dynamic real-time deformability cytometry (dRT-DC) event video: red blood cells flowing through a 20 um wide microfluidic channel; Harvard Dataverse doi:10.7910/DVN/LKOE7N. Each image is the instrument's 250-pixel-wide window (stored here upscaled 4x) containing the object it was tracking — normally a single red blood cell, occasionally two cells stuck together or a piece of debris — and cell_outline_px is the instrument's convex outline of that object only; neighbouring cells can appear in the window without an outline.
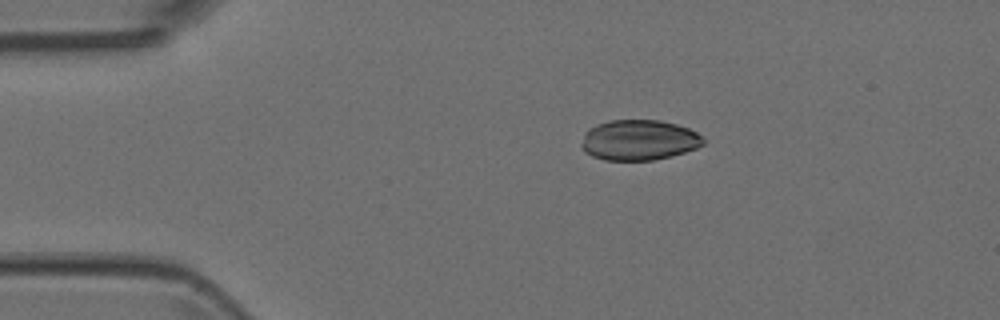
{"species": "Egyptian fruit bat (a non-hibernating species)", "species_latin": "Rousettus aegyptiacus", "temperature_condition": "room temperature", "stored_images_in_passage": 5, "camera_frame_rate_fps": 3000, "um_per_image_px": 0.085, "animal": {"sex": "female"}, "frame": {"image": 1, "passage_image": 2, "time_ms": 0.333, "image_size_px": [1000, 320], "cell_outline_px": [[704, 144], [696, 148], [672, 156], [652, 160], [604, 160], [592, 156], [584, 152], [580, 144], [584, 132], [588, 128], [596, 124], [608, 120], [660, 120], [676, 124], [688, 128], [696, 132], [704, 140]], "centroid_in_image_um": [54.26, 11.9], "position_along_channel_um": 30.7, "area_um2": 28.9}}
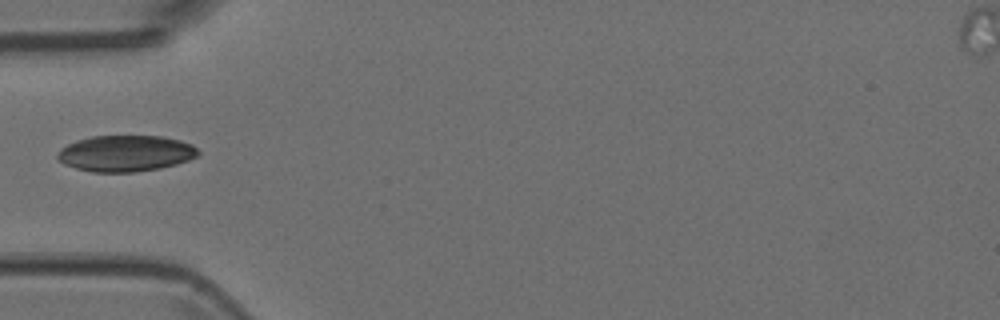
{"frame": {"image": 2, "passage_image": 4, "time_ms": 1.0, "image_size_px": [1000, 320], "cell_outline_px": [[200, 152], [196, 156], [188, 160], [176, 164], [160, 168], [132, 172], [92, 172], [76, 168], [64, 164], [56, 156], [60, 148], [76, 140], [92, 136], [164, 136], [180, 140], [192, 144]], "centroid_in_image_um": [10.67, 13.03], "position_along_channel_um": 74.3, "area_um2": 29.65}}
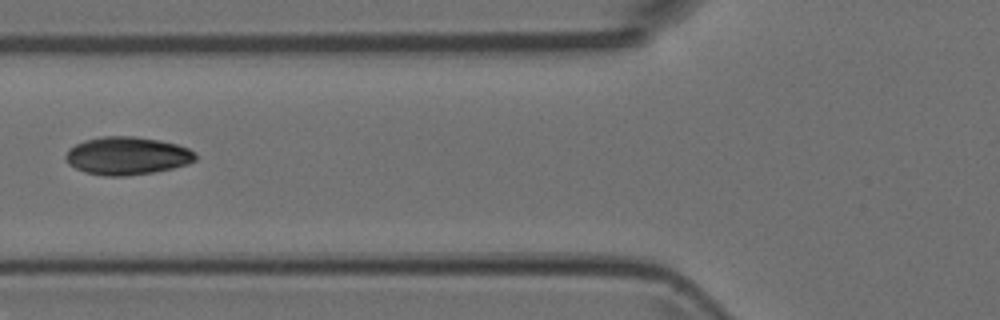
{"frame": {"image": 3, "passage_image": 5, "time_ms": 1.333, "image_size_px": [1000, 320], "cell_outline_px": [[196, 160], [188, 164], [172, 168], [152, 172], [124, 176], [104, 176], [84, 172], [68, 164], [64, 160], [64, 156], [68, 148], [84, 140], [104, 136], [132, 136], [160, 140], [176, 144], [188, 148], [196, 152]], "centroid_in_image_um": [10.78, 13.24], "position_along_channel_um": 115.0, "area_um2": 28.84}}